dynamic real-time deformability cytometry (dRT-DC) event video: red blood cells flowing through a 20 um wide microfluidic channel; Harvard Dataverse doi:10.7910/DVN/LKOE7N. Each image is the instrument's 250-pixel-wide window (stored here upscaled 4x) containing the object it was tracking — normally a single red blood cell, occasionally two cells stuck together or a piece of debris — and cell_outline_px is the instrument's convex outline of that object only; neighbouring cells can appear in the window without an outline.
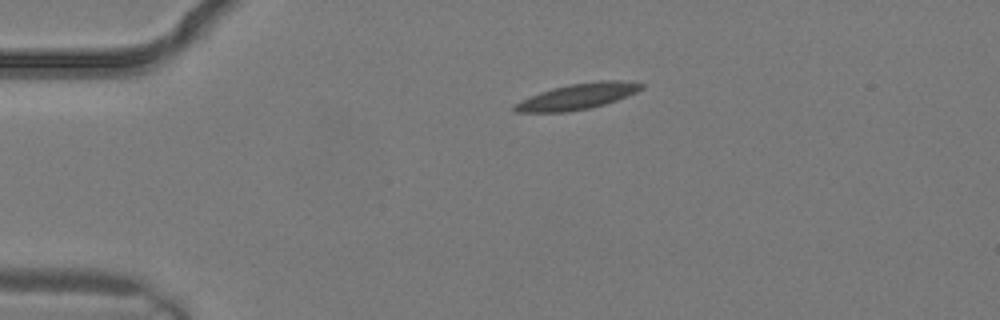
{"species": "common noctule bat (a hibernating species)", "species_latin": "Nyctalus noctula", "temperature_condition": "warm", "stored_images_in_passage": 1, "camera_frame_rate_fps": 3000, "um_per_image_px": 0.085, "animal": {"sex": "male", "body_mass_g": 19.2, "forearm_length_mm": 51.8}, "frame": {"image": 1, "passage_image": 1, "time_ms": 0.0, "image_size_px": [1000, 320], "cell_outline_px": [[644, 88], [636, 92], [616, 100], [604, 104], [588, 108], [568, 112], [516, 112], [512, 108], [512, 104], [520, 100], [540, 92], [552, 88], [572, 84], [600, 80], [620, 80], [644, 84]], "centroid_in_image_um": [49.05, 8.2], "position_along_channel_um": 35.9, "area_um2": 18.96}}